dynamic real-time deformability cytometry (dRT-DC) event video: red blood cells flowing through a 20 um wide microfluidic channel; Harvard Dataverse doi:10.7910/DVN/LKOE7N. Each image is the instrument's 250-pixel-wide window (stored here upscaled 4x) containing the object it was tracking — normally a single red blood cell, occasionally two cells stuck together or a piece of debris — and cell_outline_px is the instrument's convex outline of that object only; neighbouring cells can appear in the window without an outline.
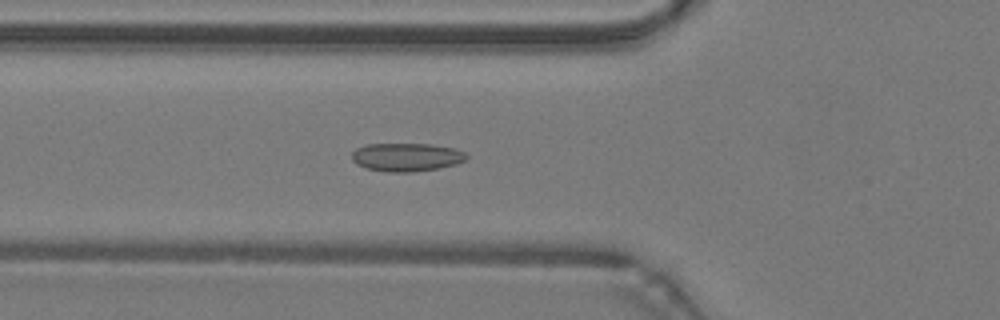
{"species": "common noctule bat (a hibernating species)", "species_latin": "Nyctalus noctula", "temperature_condition": "warm", "stored_images_in_passage": 41, "camera_frame_rate_fps": 3000, "um_per_image_px": 0.085, "animal": {"sex": "male", "body_mass_g": 19.2, "forearm_length_mm": 51.8}, "frame": {"image": 1, "passage_image": 17, "time_ms": 5.333, "image_size_px": [1000, 320], "cell_outline_px": [[468, 156], [464, 160], [456, 164], [440, 168], [412, 172], [388, 172], [368, 168], [356, 164], [352, 160], [352, 152], [356, 148], [368, 144], [432, 144], [456, 148], [464, 152]], "centroid_in_image_um": [34.56, 13.35], "position_along_channel_um": 91.2, "area_um2": 18.96}}
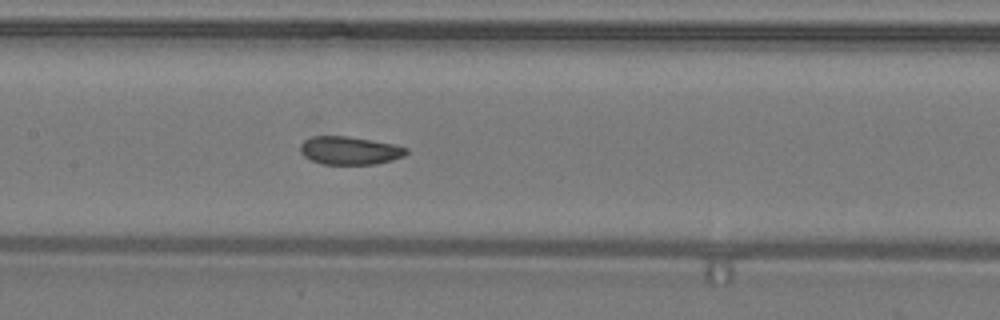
{"frame": {"image": 2, "passage_image": 23, "time_ms": 7.333, "image_size_px": [1000, 320], "cell_outline_px": [[408, 152], [404, 156], [392, 160], [376, 164], [324, 164], [312, 160], [304, 156], [300, 152], [300, 144], [304, 140], [312, 136], [348, 136], [372, 140], [392, 144], [408, 148]], "centroid_in_image_um": [29.72, 12.79], "position_along_channel_um": 177.7, "area_um2": 17.34}}
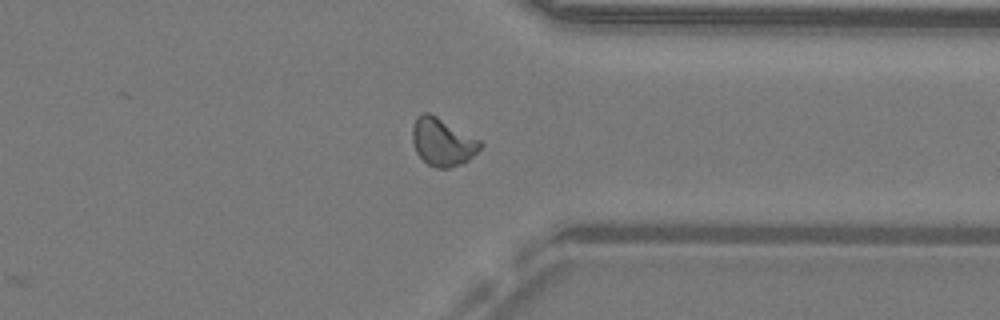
{"frame": {"image": 3, "passage_image": 37, "time_ms": 12.0, "image_size_px": [1000, 320], "cell_outline_px": [[484, 144], [464, 164], [448, 168], [436, 168], [428, 164], [416, 152], [412, 140], [412, 128], [416, 116], [420, 112], [428, 112], [436, 116], [480, 140]], "centroid_in_image_um": [37.6, 12.07], "position_along_channel_um": 373.8, "area_um2": 18.84}, "authors_computed_cell_mechanics": {"area_um2": 18.0336, "velocity_mm_per_s": 4.2818, "shape_relaxation_time_tau1_ms": null, "shape_relaxation_time_tau2_ms": 1.2699, "deformation_change_tau1": null, "deformation_change_tau2": 0.0613}}